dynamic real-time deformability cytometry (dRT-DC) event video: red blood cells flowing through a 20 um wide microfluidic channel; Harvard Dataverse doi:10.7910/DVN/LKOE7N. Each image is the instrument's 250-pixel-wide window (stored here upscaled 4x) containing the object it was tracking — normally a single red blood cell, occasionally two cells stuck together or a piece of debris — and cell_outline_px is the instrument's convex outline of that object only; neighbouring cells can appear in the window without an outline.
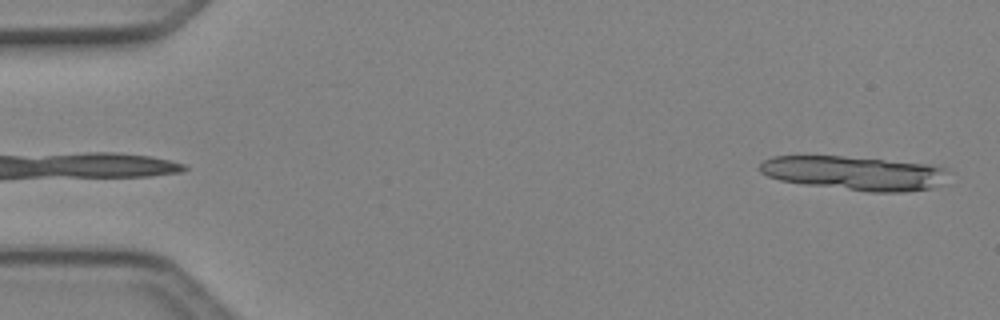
{"species": "Egyptian fruit bat (a non-hibernating species)", "species_latin": "Rousettus aegyptiacus", "temperature_condition": "cold", "stored_images_in_passage": 5, "segment_of_instrument_passage": [2, 2], "camera_frame_rate_fps": 3000, "um_per_image_px": 0.085, "animal": {"sex": "female"}, "frame": {"image": 1, "passage_image": 5, "time_ms": 1.333, "image_size_px": [1000, 320], "cell_outline_px": [[944, 172], [932, 188], [904, 192], [868, 192], [804, 184], [780, 180], [768, 176], [760, 172], [760, 164], [764, 160], [772, 156], [844, 156], [932, 164], [944, 168]], "centroid_in_image_um": [72.52, 14.7], "position_along_channel_um": 12.5, "area_um2": 36.88}}